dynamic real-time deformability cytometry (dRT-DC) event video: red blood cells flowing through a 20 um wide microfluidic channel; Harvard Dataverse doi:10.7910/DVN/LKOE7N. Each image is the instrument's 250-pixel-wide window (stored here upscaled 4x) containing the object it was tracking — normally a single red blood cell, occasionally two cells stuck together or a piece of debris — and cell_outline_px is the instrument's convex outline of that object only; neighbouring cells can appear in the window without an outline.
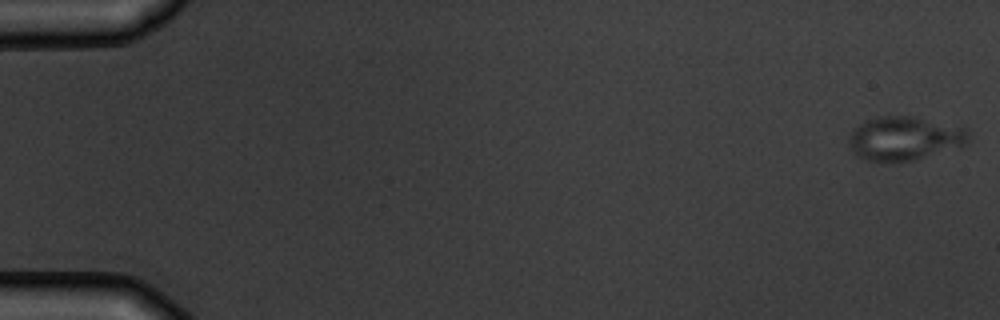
{"species": "common noctule bat (a hibernating species)", "species_latin": "Nyctalus noctula", "temperature_condition": "warm", "stored_images_in_passage": 6, "camera_frame_rate_fps": 3000, "um_per_image_px": 0.085, "animal": {"sex": "male", "body_mass_g": 19.5, "forearm_length_mm": 54.6}, "frame": {"image": 1, "passage_image": 1, "time_ms": 0.0, "image_size_px": [1000, 320], "cell_outline_px": [[968, 140], [964, 144], [916, 160], [892, 164], [868, 160], [856, 156], [848, 144], [848, 136], [852, 128], [864, 120], [876, 116], [912, 116], [968, 128]], "centroid_in_image_um": [76.79, 11.77], "position_along_channel_um": 8.2, "area_um2": 31.04}}